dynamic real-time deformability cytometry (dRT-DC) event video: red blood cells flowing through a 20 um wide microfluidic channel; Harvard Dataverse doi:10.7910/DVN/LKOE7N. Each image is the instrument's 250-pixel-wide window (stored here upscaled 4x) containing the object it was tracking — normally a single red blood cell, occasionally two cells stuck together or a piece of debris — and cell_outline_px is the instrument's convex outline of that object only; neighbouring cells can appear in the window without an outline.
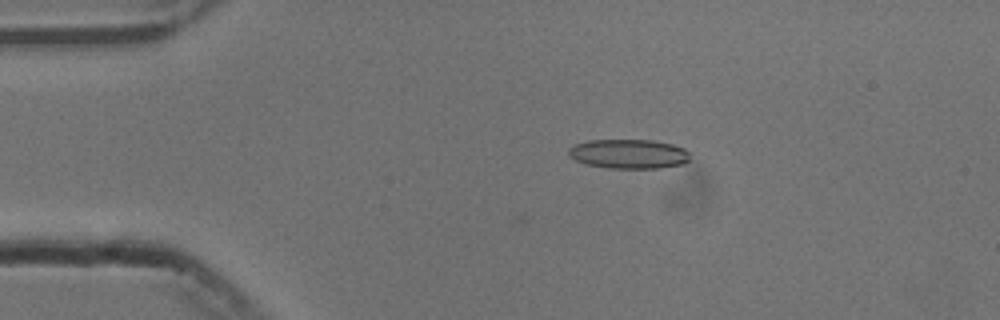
{"species": "common noctule bat (a hibernating species)", "species_latin": "Nyctalus noctula", "temperature_condition": "cold", "stored_images_in_passage": 4, "camera_frame_rate_fps": 3000, "um_per_image_px": 0.085, "animal": {"sex": "male", "body_mass_g": 13.3}, "frame": {"image": 1, "passage_image": 1, "time_ms": 0.0, "image_size_px": [1000, 320], "cell_outline_px": [[688, 160], [684, 164], [660, 168], [608, 168], [588, 164], [576, 160], [568, 156], [568, 148], [576, 144], [588, 140], [652, 140], [672, 144], [684, 148], [688, 152]], "centroid_in_image_um": [53.44, 13.08], "position_along_channel_um": 31.6, "area_um2": 20.75}}